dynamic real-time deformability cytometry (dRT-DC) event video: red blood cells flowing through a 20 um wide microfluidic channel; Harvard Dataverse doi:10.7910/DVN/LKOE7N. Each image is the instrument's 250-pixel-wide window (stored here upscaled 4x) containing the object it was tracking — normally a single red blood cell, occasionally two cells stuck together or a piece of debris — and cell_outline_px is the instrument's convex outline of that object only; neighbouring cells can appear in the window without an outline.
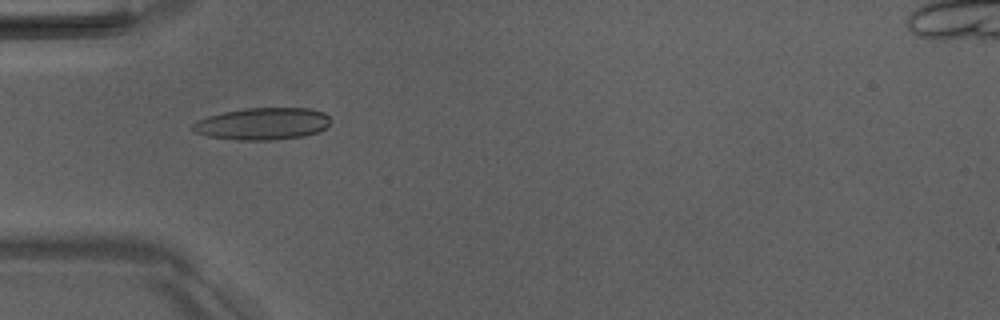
{"species": "Egyptian fruit bat (a non-hibernating species)", "species_latin": "Rousettus aegyptiacus", "temperature_condition": "room temperature", "stored_images_in_passage": 4, "camera_frame_rate_fps": 3000, "um_per_image_px": 0.085, "animal": {"sex": "male"}, "frame": {"image": 1, "passage_image": 3, "time_ms": 2.333, "image_size_px": [1000, 320], "cell_outline_px": [[332, 120], [324, 128], [316, 132], [304, 136], [272, 140], [236, 140], [208, 136], [196, 132], [192, 128], [192, 124], [208, 116], [224, 112], [244, 108], [308, 108], [324, 112]], "centroid_in_image_um": [22.33, 10.52], "position_along_channel_um": 62.7, "area_um2": 25.61}}